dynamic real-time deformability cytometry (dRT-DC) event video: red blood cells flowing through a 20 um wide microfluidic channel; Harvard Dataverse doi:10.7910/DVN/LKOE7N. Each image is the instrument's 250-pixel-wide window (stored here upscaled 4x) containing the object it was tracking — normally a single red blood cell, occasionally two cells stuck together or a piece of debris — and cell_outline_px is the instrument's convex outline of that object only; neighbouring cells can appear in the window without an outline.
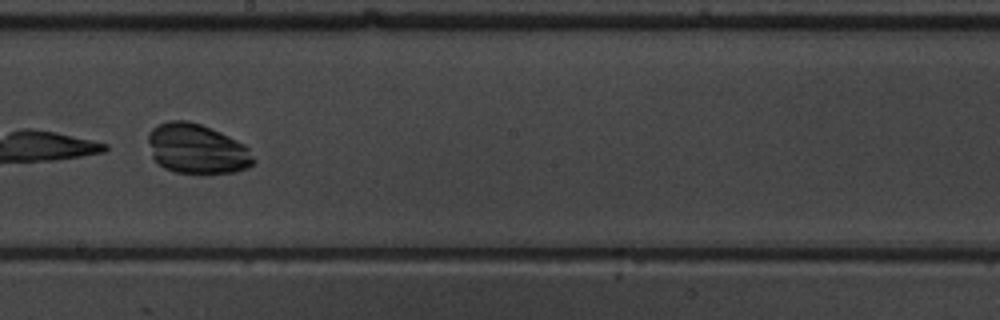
{"species": "common noctule bat (a hibernating species)", "species_latin": "Nyctalus noctula", "temperature_condition": "warm", "stored_images_in_passage": 12, "camera_frame_rate_fps": 3000, "um_per_image_px": 0.085, "animal": {"sex": "male", "body_mass_g": 19.5, "forearm_length_mm": 54.6}, "frame": {"image": 1, "passage_image": 6, "time_ms": 6.667, "image_size_px": [1000, 320], "cell_outline_px": [[256, 160], [248, 168], [236, 172], [176, 172], [164, 168], [152, 156], [148, 140], [148, 132], [156, 124], [168, 120], [188, 120], [200, 124], [220, 132], [244, 144], [248, 148]], "centroid_in_image_um": [16.73, 12.63], "position_along_channel_um": 231.5, "area_um2": 30.4}}
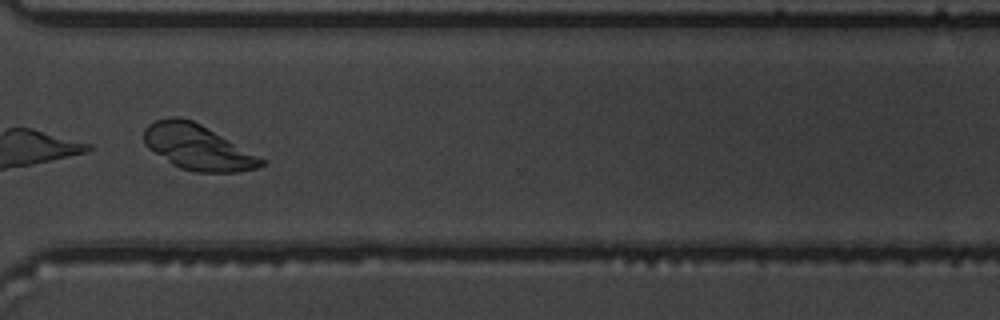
{"frame": {"image": 2, "passage_image": 9, "time_ms": 10.0, "image_size_px": [1000, 320], "cell_outline_px": [[268, 164], [260, 168], [236, 172], [196, 172], [180, 168], [172, 164], [148, 148], [144, 144], [144, 128], [148, 124], [156, 120], [168, 116], [180, 116], [192, 120], [200, 124], [264, 160]], "centroid_in_image_um": [16.75, 12.51], "position_along_channel_um": 353.8, "area_um2": 30.69}}